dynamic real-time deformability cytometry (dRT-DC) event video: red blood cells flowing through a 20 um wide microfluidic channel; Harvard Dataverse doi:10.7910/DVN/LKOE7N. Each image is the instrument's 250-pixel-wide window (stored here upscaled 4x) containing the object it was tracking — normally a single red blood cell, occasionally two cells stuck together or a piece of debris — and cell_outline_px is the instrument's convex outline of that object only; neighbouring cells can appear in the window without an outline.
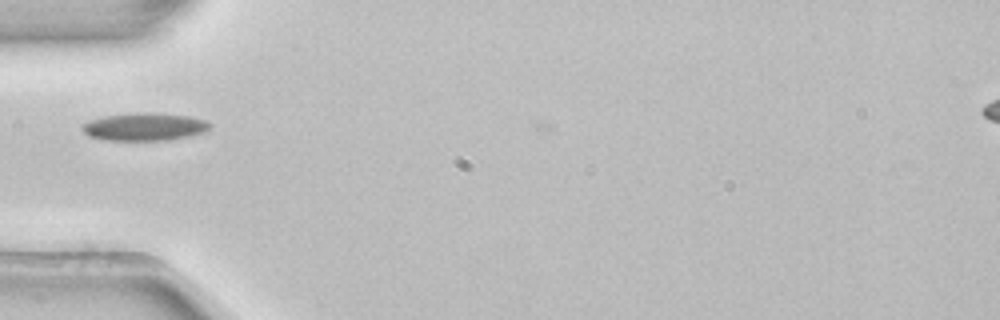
{"species": "common noctule bat (a hibernating species)", "species_latin": "Nyctalus noctula", "temperature_condition": "room temperature", "stored_images_in_passage": 4, "camera_frame_rate_fps": 3000, "um_per_image_px": 0.085, "animal": {"sex": "female", "body_mass_g": 22.7, "forearm_length_mm": 54.2}, "frame": {"image": 1, "passage_image": 3, "time_ms": 0.667, "image_size_px": [1000, 320], "cell_outline_px": [[212, 124], [204, 132], [188, 136], [168, 140], [104, 140], [88, 136], [80, 128], [88, 120], [104, 116], [136, 112], [152, 112], [188, 116], [208, 120]], "centroid_in_image_um": [12.27, 10.76], "position_along_channel_um": 72.7, "area_um2": 20.81}}